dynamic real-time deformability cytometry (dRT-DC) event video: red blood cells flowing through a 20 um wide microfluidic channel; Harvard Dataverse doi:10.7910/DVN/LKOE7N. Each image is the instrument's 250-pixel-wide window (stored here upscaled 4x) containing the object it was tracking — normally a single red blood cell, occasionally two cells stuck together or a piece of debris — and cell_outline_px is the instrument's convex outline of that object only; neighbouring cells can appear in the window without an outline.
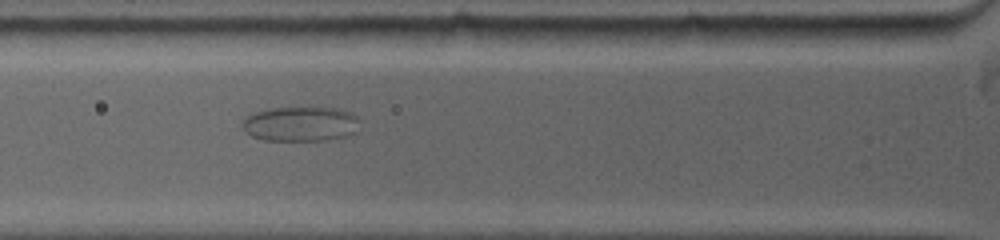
{"species": "common noctule bat (a hibernating species)", "species_latin": "Nyctalus noctula", "temperature_condition": "warm", "stored_images_in_passage": 16, "segment_of_instrument_passage": [1, 2], "camera_frame_rate_fps": 5000, "um_per_image_px": 0.085, "animal": {"sex": "female", "body_mass_g": 19.0, "forearm_length_mm": 53.3}, "frame": {"image": 1, "passage_image": 7, "time_ms": 3.6, "image_size_px": [1000, 240], "cell_outline_px": [[360, 120], [352, 132], [344, 136], [320, 140], [264, 140], [252, 136], [244, 128], [244, 116], [268, 108], [336, 108], [352, 112]], "centroid_in_image_um": [25.53, 10.52], "position_along_channel_um": 100.3, "area_um2": 23.29}}
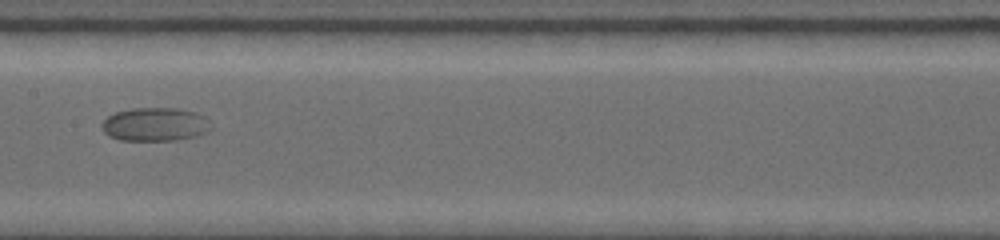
{"frame": {"image": 2, "passage_image": 11, "time_ms": 6.2, "image_size_px": [1000, 240], "cell_outline_px": [[212, 128], [196, 136], [176, 140], [120, 140], [108, 136], [104, 132], [104, 120], [108, 116], [116, 112], [132, 108], [176, 108], [196, 112], [204, 116]], "centroid_in_image_um": [13.18, 10.57], "position_along_channel_um": 194.2, "area_um2": 21.1}}
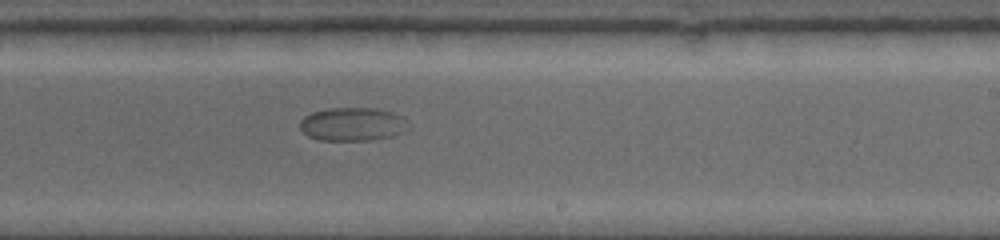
{"frame": {"image": 3, "passage_image": 15, "time_ms": 8.0, "image_size_px": [1000, 240], "cell_outline_px": [[408, 128], [404, 132], [392, 136], [372, 140], [320, 140], [308, 136], [300, 128], [300, 120], [304, 116], [312, 112], [328, 108], [376, 108], [392, 112], [404, 116]], "centroid_in_image_um": [29.97, 10.55], "position_along_channel_um": 259.0, "area_um2": 21.21}}